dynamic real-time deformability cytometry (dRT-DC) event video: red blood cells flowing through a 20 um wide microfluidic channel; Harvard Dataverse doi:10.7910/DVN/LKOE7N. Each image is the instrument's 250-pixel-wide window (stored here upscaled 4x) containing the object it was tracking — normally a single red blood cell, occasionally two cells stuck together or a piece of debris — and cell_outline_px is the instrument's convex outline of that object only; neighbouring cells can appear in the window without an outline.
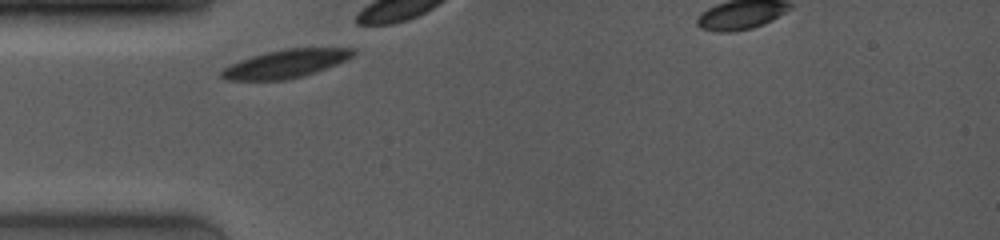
{"species": "common noctule bat (a hibernating species)", "species_latin": "Nyctalus noctula", "temperature_condition": "room temperature", "stored_images_in_passage": 5, "camera_frame_rate_fps": 4000, "um_per_image_px": 0.085, "animal": {"sex": "female", "body_mass_g": 19.0, "forearm_length_mm": 53.3}, "frame": {"image": 1, "passage_image": 1, "time_ms": 0.0, "image_size_px": [1000, 240], "cell_outline_px": [[356, 52], [352, 56], [336, 64], [316, 72], [304, 76], [284, 80], [228, 80], [220, 76], [220, 72], [224, 68], [240, 60], [252, 56], [284, 48], [352, 48]], "centroid_in_image_um": [24.27, 5.42], "position_along_channel_um": 60.7, "area_um2": 21.39}}